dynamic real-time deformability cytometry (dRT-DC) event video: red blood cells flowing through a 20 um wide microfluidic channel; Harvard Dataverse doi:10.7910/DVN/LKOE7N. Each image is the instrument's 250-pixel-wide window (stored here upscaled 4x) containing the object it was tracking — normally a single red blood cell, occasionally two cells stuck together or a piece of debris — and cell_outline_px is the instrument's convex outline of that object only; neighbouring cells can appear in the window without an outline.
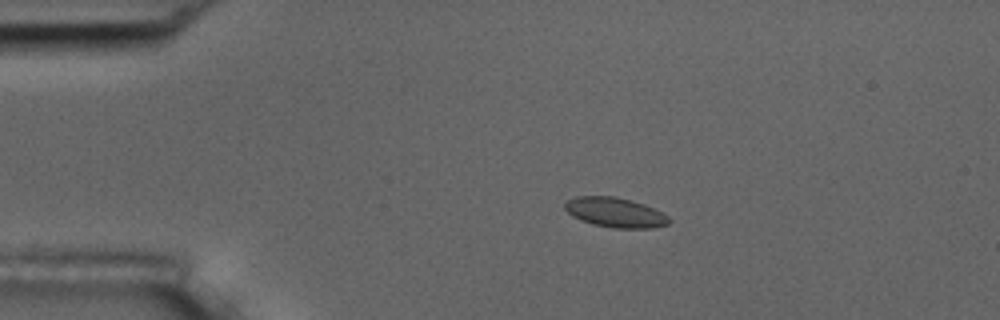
{"species": "common noctule bat (a hibernating species)", "species_latin": "Nyctalus noctula", "temperature_condition": "room temperature", "stored_images_in_passage": 55, "camera_frame_rate_fps": 3000, "um_per_image_px": 0.085, "animal": {"sex": "male", "body_mass_g": 17.5, "forearm_length_mm": 52.3}, "frame": {"image": 1, "passage_image": 11, "time_ms": 3.333, "image_size_px": [1000, 320], "cell_outline_px": [[672, 220], [668, 224], [652, 228], [616, 228], [592, 224], [580, 220], [572, 216], [564, 208], [564, 204], [568, 200], [576, 196], [616, 196], [632, 200], [644, 204], [668, 216]], "centroid_in_image_um": [52.28, 18.05], "position_along_channel_um": 32.7, "area_um2": 18.09}}
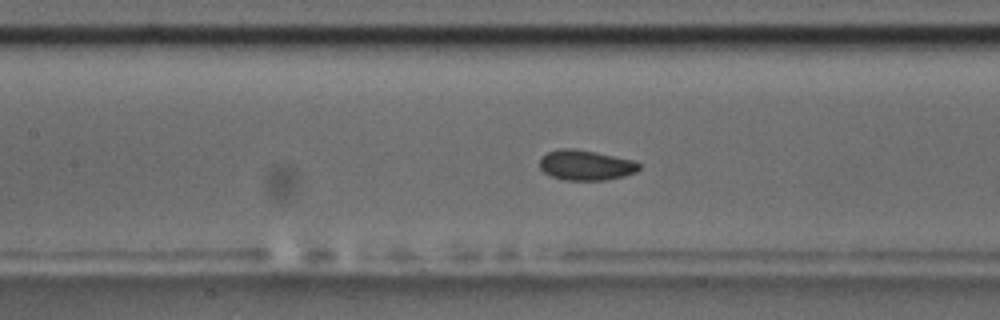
{"frame": {"image": 2, "passage_image": 25, "time_ms": 8.0, "image_size_px": [1000, 320], "cell_outline_px": [[640, 168], [636, 172], [624, 176], [604, 180], [564, 180], [552, 176], [544, 172], [540, 168], [540, 156], [548, 152], [560, 148], [576, 148], [596, 152], [632, 160], [640, 164]], "centroid_in_image_um": [49.77, 14.03], "position_along_channel_um": 157.6, "area_um2": 17.51}}
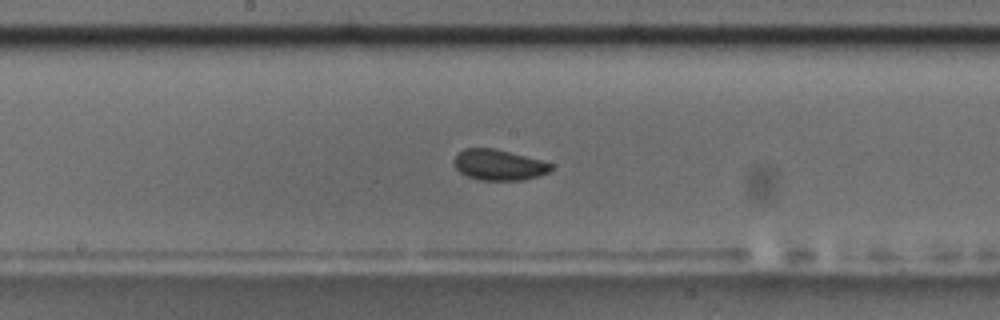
{"frame": {"image": 3, "passage_image": 29, "time_ms": 9.333, "image_size_px": [1000, 320], "cell_outline_px": [[552, 168], [548, 172], [540, 176], [524, 180], [480, 180], [468, 176], [460, 172], [456, 168], [452, 160], [464, 148], [492, 148], [540, 160], [552, 164]], "centroid_in_image_um": [42.38, 14.03], "position_along_channel_um": 205.8, "area_um2": 17.17}, "authors_computed_cell_mechanics": {"area_um2": 17.34, "velocity_mm_per_s": 3.6482, "shape_relaxation_time_tau1_ms": 5.4782, "shape_relaxation_time_tau2_ms": null, "deformation_change_tau1": 0.0804, "deformation_change_tau2": null}}